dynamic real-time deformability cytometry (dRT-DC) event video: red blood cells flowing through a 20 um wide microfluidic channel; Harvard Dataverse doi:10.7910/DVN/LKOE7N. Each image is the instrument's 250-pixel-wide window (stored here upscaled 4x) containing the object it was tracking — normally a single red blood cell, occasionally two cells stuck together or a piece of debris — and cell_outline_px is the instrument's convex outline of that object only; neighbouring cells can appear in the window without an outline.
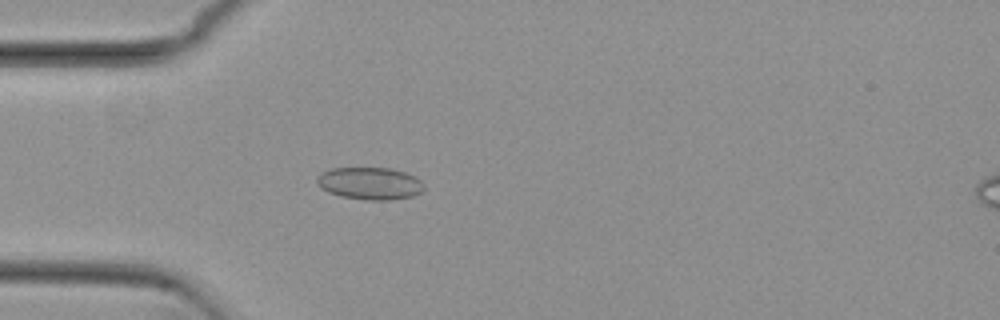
{"species": "common noctule bat (a hibernating species)", "species_latin": "Nyctalus noctula", "temperature_condition": "cold", "stored_images_in_passage": 39, "camera_frame_rate_fps": 3000, "um_per_image_px": 0.085, "animal": {"sex": "female", "body_mass_g": 29.2, "forearm_length_mm": 56.3}, "frame": {"image": 1, "passage_image": 1, "time_ms": 0.0, "image_size_px": [1000, 320], "cell_outline_px": [[424, 188], [420, 192], [412, 196], [392, 200], [368, 200], [340, 196], [328, 192], [320, 188], [316, 184], [316, 176], [332, 168], [388, 168], [404, 172], [416, 176], [424, 184]], "centroid_in_image_um": [31.42, 15.59], "position_along_channel_um": 53.6, "area_um2": 20.23}}
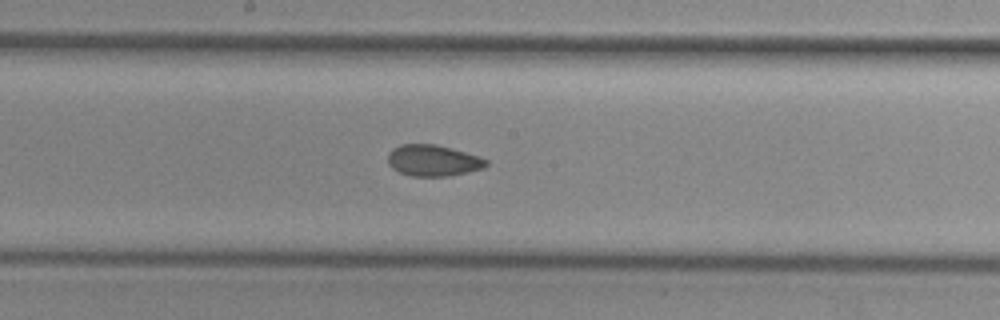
{"frame": {"image": 2, "passage_image": 14, "time_ms": 4.333, "image_size_px": [1000, 320], "cell_outline_px": [[488, 164], [484, 168], [468, 172], [448, 176], [412, 176], [400, 172], [392, 168], [388, 164], [388, 152], [392, 148], [400, 144], [436, 144], [480, 156], [488, 160]], "centroid_in_image_um": [36.81, 13.64], "position_along_channel_um": 211.4, "area_um2": 18.03}}
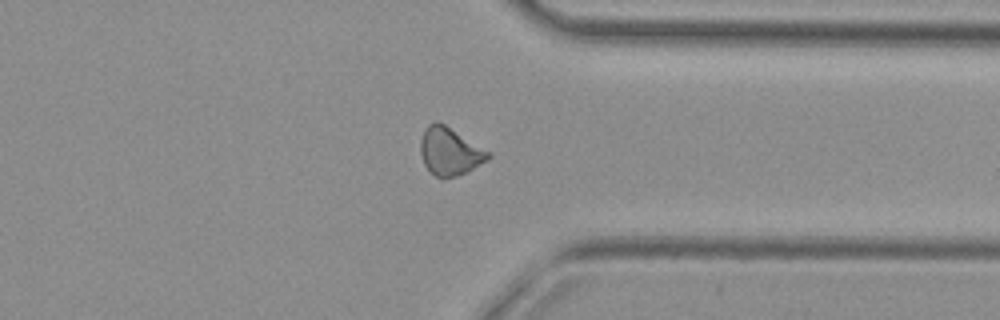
{"frame": {"image": 3, "passage_image": 27, "time_ms": 8.667, "image_size_px": [1000, 320], "cell_outline_px": [[492, 156], [488, 160], [456, 176], [444, 180], [436, 176], [424, 164], [420, 152], [420, 140], [424, 128], [428, 124], [436, 120], [444, 124], [488, 152]], "centroid_in_image_um": [38.17, 12.87], "position_along_channel_um": 373.2, "area_um2": 18.5}, "authors_computed_cell_mechanics": {"area_um2": 18.3804, "velocity_mm_per_s": 3.8012, "shape_relaxation_time_tau1_ms": null, "shape_relaxation_time_tau2_ms": 2.2757, "deformation_change_tau1": null, "deformation_change_tau2": 0.0792}}